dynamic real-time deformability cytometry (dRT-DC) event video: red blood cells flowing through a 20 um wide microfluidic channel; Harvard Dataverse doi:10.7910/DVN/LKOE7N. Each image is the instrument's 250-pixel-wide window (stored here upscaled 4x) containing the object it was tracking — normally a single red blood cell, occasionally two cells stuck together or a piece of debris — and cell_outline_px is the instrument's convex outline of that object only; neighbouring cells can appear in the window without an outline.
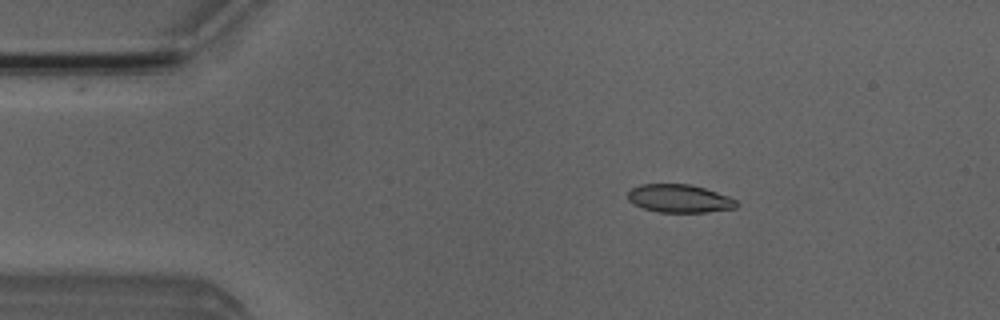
{"species": "Egyptian fruit bat (a non-hibernating species)", "species_latin": "Rousettus aegyptiacus", "temperature_condition": "room temperature", "stored_images_in_passage": 16, "camera_frame_rate_fps": 3000, "um_per_image_px": 0.085, "animal": {"sex": "male"}, "frame": {"image": 1, "passage_image": 9, "time_ms": 2.667, "image_size_px": [1000, 320], "cell_outline_px": [[740, 204], [736, 208], [708, 212], [660, 212], [644, 208], [628, 200], [628, 192], [632, 188], [640, 184], [692, 184], [728, 196], [736, 200]], "centroid_in_image_um": [57.78, 16.87], "position_along_channel_um": 27.2, "area_um2": 17.74}}